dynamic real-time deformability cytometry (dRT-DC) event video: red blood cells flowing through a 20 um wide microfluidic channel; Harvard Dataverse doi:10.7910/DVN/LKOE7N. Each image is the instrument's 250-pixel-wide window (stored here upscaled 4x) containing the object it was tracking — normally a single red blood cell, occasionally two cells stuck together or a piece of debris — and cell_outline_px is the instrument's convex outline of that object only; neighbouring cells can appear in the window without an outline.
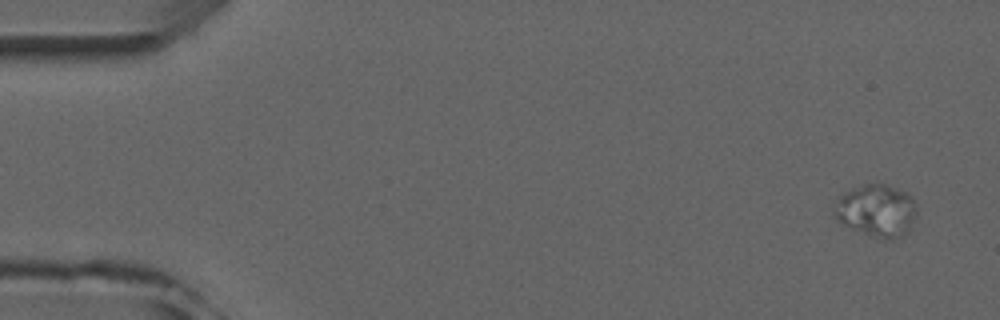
{"species": "common noctule bat (a hibernating species)", "species_latin": "Nyctalus noctula", "temperature_condition": "room temperature", "stored_images_in_passage": 5, "camera_frame_rate_fps": 3000, "um_per_image_px": 0.085, "animal": {"sex": "male", "forearm_length_mm": 52.5}, "frame": {"image": 1, "passage_image": 1, "time_ms": 0.0, "image_size_px": [1000, 320], "cell_outline_px": [[916, 216], [908, 232], [904, 236], [888, 240], [884, 240], [872, 236], [840, 224], [836, 220], [832, 212], [840, 196], [844, 192], [852, 188], [864, 184], [884, 184], [908, 192], [912, 196], [916, 204]], "centroid_in_image_um": [74.51, 17.91], "position_along_channel_um": 10.5, "area_um2": 25.55}}